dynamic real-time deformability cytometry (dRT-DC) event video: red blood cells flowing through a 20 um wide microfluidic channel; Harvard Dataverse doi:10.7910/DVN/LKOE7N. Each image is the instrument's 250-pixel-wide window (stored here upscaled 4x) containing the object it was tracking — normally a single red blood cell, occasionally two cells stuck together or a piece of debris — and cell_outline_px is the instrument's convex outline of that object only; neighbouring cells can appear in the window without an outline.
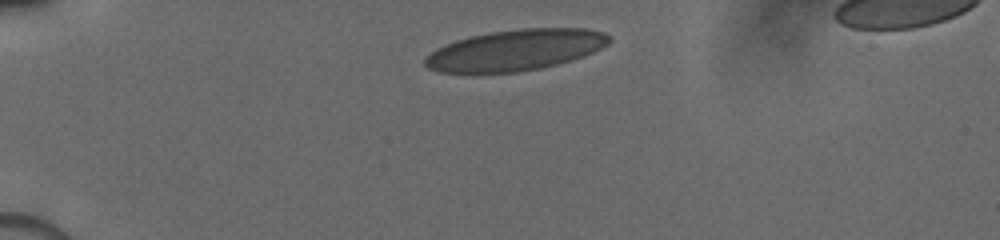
{"species": "human", "species_latin": "Homo sapiens", "temperature_condition": "cold", "stored_images_in_passage": 5, "camera_frame_rate_fps": 3000, "um_per_image_px": 0.085, "donor": {"sex": "male"}, "frame": {"image": 1, "passage_image": 1, "time_ms": 0.0, "image_size_px": [1000, 240], "cell_outline_px": [[612, 40], [608, 44], [592, 52], [556, 64], [540, 68], [516, 72], [440, 72], [428, 68], [424, 64], [424, 60], [436, 48], [444, 44], [468, 36], [488, 32], [520, 28], [588, 28], [604, 32]], "centroid_in_image_um": [43.8, 4.23], "position_along_channel_um": 41.2, "area_um2": 43.7}}
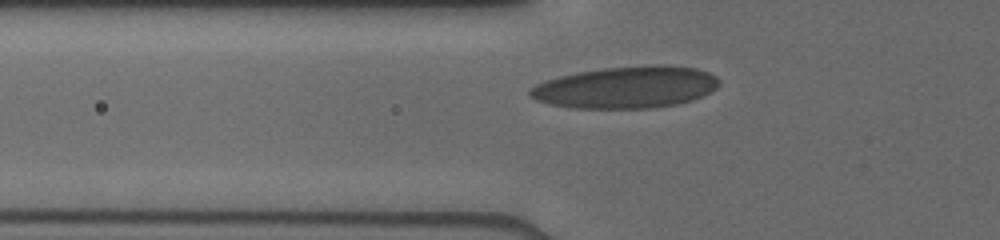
{"frame": {"image": 2, "passage_image": 4, "time_ms": 2.0, "image_size_px": [1000, 240], "cell_outline_px": [[720, 84], [716, 88], [692, 100], [676, 104], [648, 108], [576, 108], [552, 104], [536, 100], [528, 96], [528, 88], [544, 80], [576, 72], [604, 68], [652, 64], [660, 64], [696, 68], [708, 72], [716, 76], [720, 80]], "centroid_in_image_um": [53.2, 7.4], "position_along_channel_um": 72.6, "area_um2": 46.24}}